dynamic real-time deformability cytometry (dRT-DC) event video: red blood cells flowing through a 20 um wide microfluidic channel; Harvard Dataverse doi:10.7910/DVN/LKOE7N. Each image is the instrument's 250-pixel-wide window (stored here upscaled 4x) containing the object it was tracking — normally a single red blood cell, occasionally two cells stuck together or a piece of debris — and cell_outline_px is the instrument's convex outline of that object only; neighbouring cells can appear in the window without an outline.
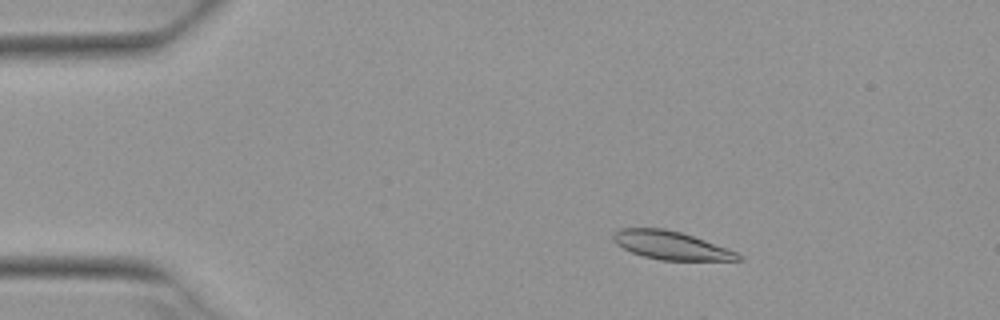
{"species": "Egyptian fruit bat (a non-hibernating species)", "species_latin": "Rousettus aegyptiacus", "temperature_condition": "warm", "stored_images_in_passage": 5, "camera_frame_rate_fps": 3000, "um_per_image_px": 0.085, "animal": {"sex": "female"}, "frame": {"image": 1, "passage_image": 3, "time_ms": 0.667, "image_size_px": [1000, 320], "cell_outline_px": [[744, 260], [660, 260], [644, 256], [632, 252], [616, 244], [612, 240], [612, 236], [620, 228], [664, 228], [680, 232], [704, 240], [736, 252], [744, 256]], "centroid_in_image_um": [57.02, 20.86], "position_along_channel_um": 28.0, "area_um2": 20.35}}